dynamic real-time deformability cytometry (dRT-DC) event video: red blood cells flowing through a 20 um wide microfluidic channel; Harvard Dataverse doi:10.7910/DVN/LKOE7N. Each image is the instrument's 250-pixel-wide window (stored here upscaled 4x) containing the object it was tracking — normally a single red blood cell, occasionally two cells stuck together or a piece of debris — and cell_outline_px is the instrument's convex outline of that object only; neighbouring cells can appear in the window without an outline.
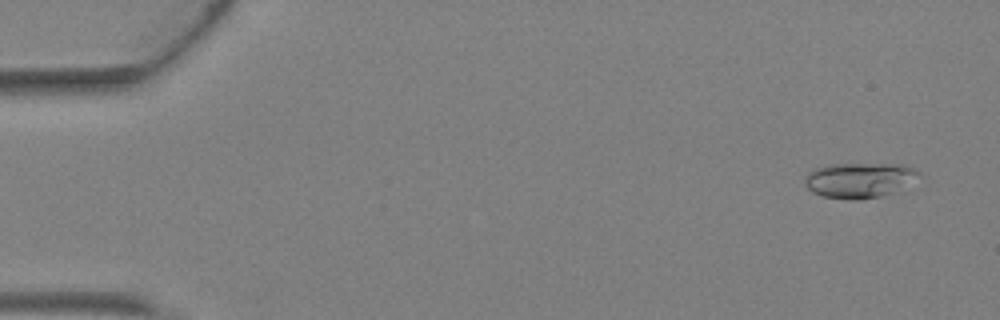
{"species": "Egyptian fruit bat (a non-hibernating species)", "species_latin": "Rousettus aegyptiacus", "temperature_condition": "warm", "stored_images_in_passage": 4, "camera_frame_rate_fps": 3000, "um_per_image_px": 0.085, "animal": {"sex": "female"}, "frame": {"image": 1, "passage_image": 1, "time_ms": 0.0, "image_size_px": [1000, 320], "cell_outline_px": [[924, 176], [892, 192], [880, 196], [860, 200], [852, 200], [824, 196], [812, 192], [804, 184], [804, 176], [808, 172], [816, 168], [832, 164], [904, 164], [920, 172]], "centroid_in_image_um": [73.05, 15.3], "position_along_channel_um": 11.9, "area_um2": 23.47}}
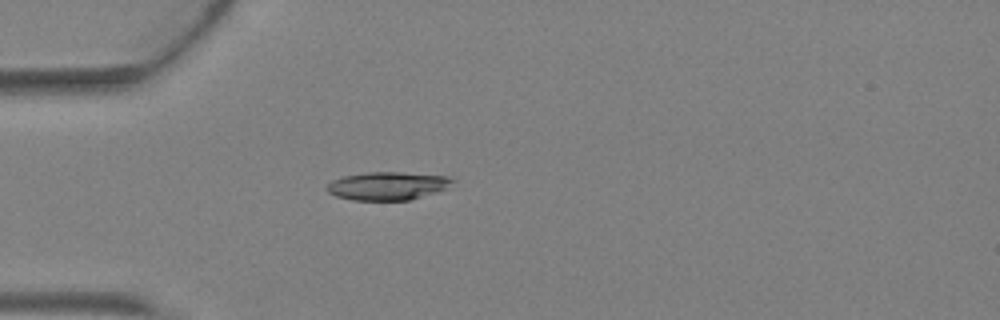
{"frame": {"image": 2, "passage_image": 4, "time_ms": 1.0, "image_size_px": [1000, 320], "cell_outline_px": [[456, 180], [444, 188], [408, 200], [352, 200], [336, 196], [328, 192], [324, 188], [332, 180], [344, 176], [368, 172], [400, 172], [448, 176]], "centroid_in_image_um": [32.87, 15.79], "position_along_channel_um": 52.1, "area_um2": 20.29}}